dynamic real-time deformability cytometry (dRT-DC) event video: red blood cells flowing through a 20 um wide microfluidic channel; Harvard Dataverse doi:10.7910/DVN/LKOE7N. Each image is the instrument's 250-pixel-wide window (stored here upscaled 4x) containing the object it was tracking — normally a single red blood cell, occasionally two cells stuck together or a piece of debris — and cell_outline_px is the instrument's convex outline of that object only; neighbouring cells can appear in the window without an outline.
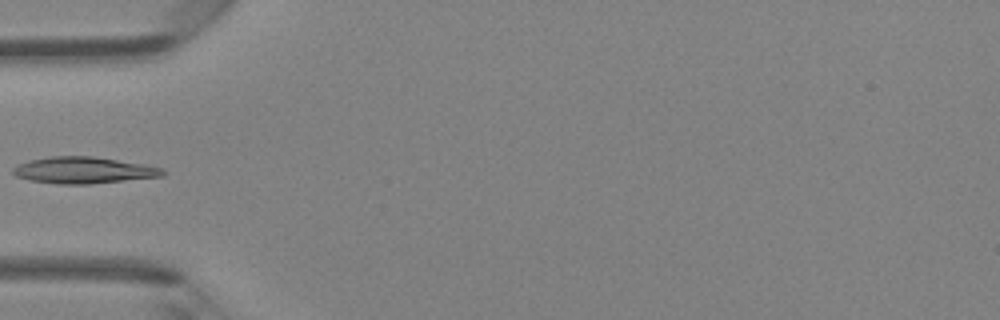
{"species": "Egyptian fruit bat (a non-hibernating species)", "species_latin": "Rousettus aegyptiacus", "temperature_condition": "room temperature", "stored_images_in_passage": 4, "camera_frame_rate_fps": 3000, "um_per_image_px": 0.085, "animal": {"sex": "female"}, "frame": {"image": 1, "passage_image": 4, "time_ms": 1.0, "image_size_px": [1000, 320], "cell_outline_px": [[168, 172], [164, 176], [92, 184], [60, 184], [28, 180], [16, 176], [12, 172], [12, 168], [16, 164], [28, 160], [48, 156], [92, 156], [148, 164], [164, 168]], "centroid_in_image_um": [7.14, 14.46], "position_along_channel_um": 77.9, "area_um2": 23.64}}